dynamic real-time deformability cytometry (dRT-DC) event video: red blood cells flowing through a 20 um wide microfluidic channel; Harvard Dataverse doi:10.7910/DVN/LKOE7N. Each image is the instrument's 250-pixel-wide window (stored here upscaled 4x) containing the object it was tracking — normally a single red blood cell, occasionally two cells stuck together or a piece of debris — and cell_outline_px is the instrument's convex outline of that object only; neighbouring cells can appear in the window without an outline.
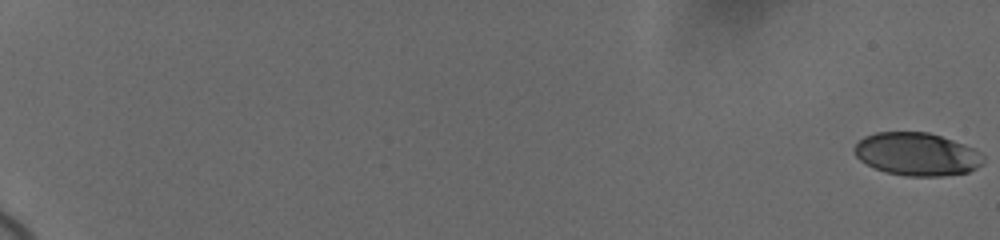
{"species": "human", "species_latin": "Homo sapiens", "temperature_condition": "cold", "stored_images_in_passage": 30, "camera_frame_rate_fps": 3000, "um_per_image_px": 0.085, "donor": {"sex": "female"}, "frame": {"image": 1, "passage_image": 1, "time_ms": 0.0, "image_size_px": [1000, 240], "cell_outline_px": [[984, 164], [968, 172], [940, 176], [904, 176], [884, 172], [860, 160], [856, 156], [852, 148], [864, 136], [876, 132], [928, 132], [964, 144], [980, 152], [984, 156]], "centroid_in_image_um": [77.93, 13.11], "position_along_channel_um": 7.1, "area_um2": 32.31}}
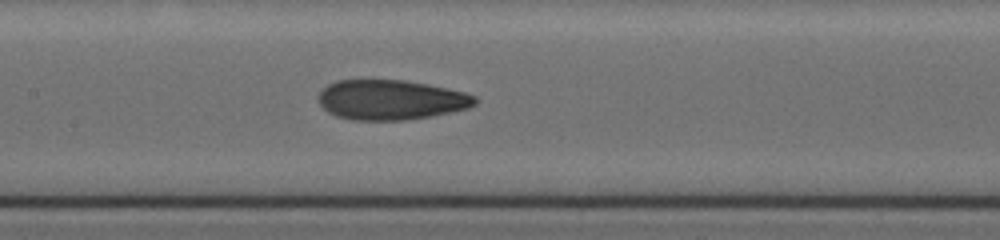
{"frame": {"image": 2, "passage_image": 16, "time_ms": 11.0, "image_size_px": [1000, 240], "cell_outline_px": [[476, 104], [468, 108], [428, 116], [404, 120], [352, 120], [336, 116], [328, 112], [316, 100], [320, 92], [328, 84], [336, 80], [404, 80], [428, 84], [464, 92], [476, 96]], "centroid_in_image_um": [33.18, 8.48], "position_along_channel_um": 174.2, "area_um2": 36.3}}
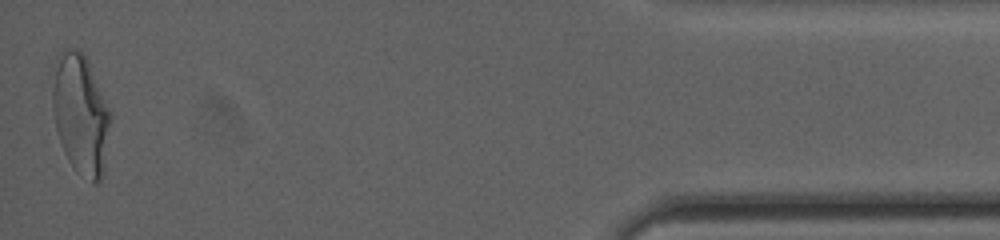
{"frame": {"image": 3, "passage_image": 30, "time_ms": 19.667, "image_size_px": [1000, 240], "cell_outline_px": [[112, 116], [104, 176], [96, 184], [92, 184], [76, 172], [68, 160], [64, 152], [56, 128], [52, 108], [52, 92], [56, 56], [64, 48], [72, 48], [84, 52], [88, 60], [112, 112]], "centroid_in_image_um": [6.89, 9.74], "position_along_channel_um": 428.3, "area_um2": 41.56}, "authors_computed_cell_mechanics": {"area_um2": 36.125, "velocity_mm_per_s": 3.6824, "shape_relaxation_time_tau1_ms": 5.1313, "shape_relaxation_time_tau2_ms": 1.6879, "deformation_change_tau1": 0.1885, "deformation_change_tau2": 0.0766}}